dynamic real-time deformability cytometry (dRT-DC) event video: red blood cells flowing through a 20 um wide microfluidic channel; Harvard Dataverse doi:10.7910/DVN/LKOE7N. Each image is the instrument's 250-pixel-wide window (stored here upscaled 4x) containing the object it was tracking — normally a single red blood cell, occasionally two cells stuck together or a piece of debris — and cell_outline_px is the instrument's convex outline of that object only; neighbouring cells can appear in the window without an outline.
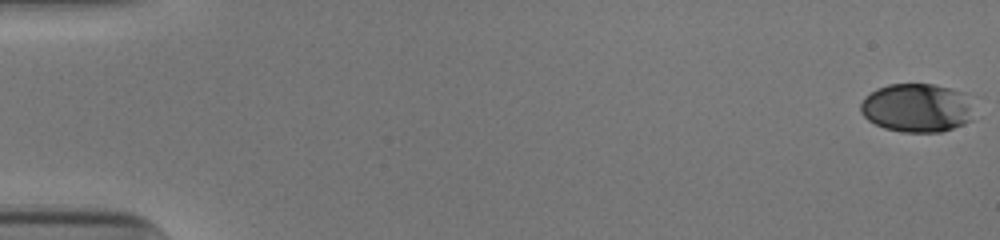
{"species": "human", "species_latin": "Homo sapiens", "temperature_condition": "cold", "stored_images_in_passage": 54, "camera_frame_rate_fps": 3000, "um_per_image_px": 0.085, "donor": {"sex": "male"}, "frame": {"image": 1, "passage_image": 1, "time_ms": 0.0, "image_size_px": [1000, 240], "cell_outline_px": [[984, 96], [972, 120], [964, 124], [940, 132], [904, 132], [884, 128], [868, 120], [860, 112], [860, 104], [864, 96], [876, 88], [888, 84], [936, 84]], "centroid_in_image_um": [78.16, 9.13], "position_along_channel_um": 6.8, "area_um2": 34.1}}
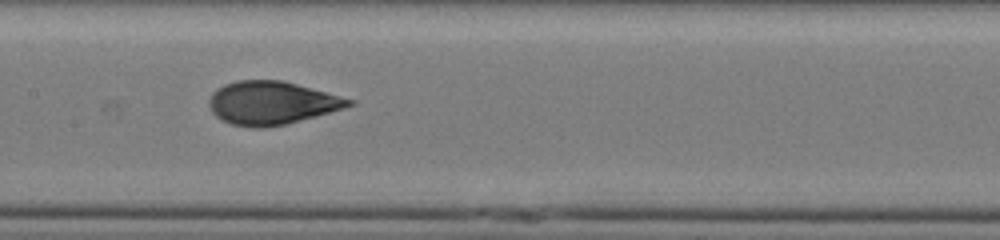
{"frame": {"image": 2, "passage_image": 28, "time_ms": 9.0, "image_size_px": [1000, 240], "cell_outline_px": [[356, 104], [344, 108], [284, 124], [264, 128], [252, 128], [232, 124], [220, 120], [212, 112], [208, 104], [208, 100], [212, 92], [216, 88], [224, 84], [236, 80], [284, 80], [356, 100]], "centroid_in_image_um": [23.07, 8.73], "position_along_channel_um": 184.3, "area_um2": 35.37}}
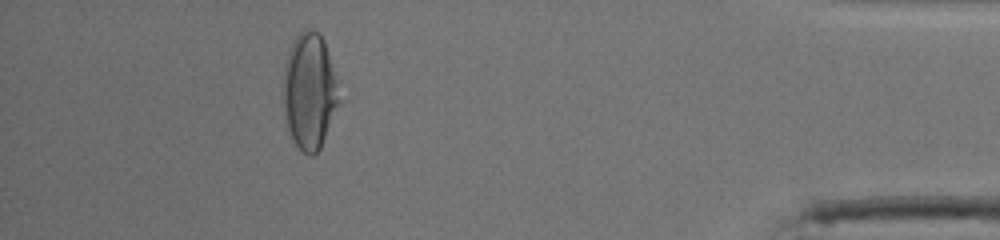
{"frame": {"image": 3, "passage_image": 49, "time_ms": 16.0, "image_size_px": [1000, 240], "cell_outline_px": [[336, 104], [320, 148], [312, 156], [308, 156], [292, 140], [288, 128], [284, 104], [284, 64], [288, 52], [296, 36], [304, 28], [312, 28], [324, 40], [336, 84]], "centroid_in_image_um": [26.24, 7.72], "position_along_channel_um": 409.0, "area_um2": 36.18}, "authors_computed_cell_mechanics": {"area_um2": 34.9112, "velocity_mm_per_s": 3.9055, "shape_relaxation_time_tau1_ms": 4.1888, "shape_relaxation_time_tau2_ms": 0.7049, "deformation_change_tau1": 0.1851, "deformation_change_tau2": 0.0559}}